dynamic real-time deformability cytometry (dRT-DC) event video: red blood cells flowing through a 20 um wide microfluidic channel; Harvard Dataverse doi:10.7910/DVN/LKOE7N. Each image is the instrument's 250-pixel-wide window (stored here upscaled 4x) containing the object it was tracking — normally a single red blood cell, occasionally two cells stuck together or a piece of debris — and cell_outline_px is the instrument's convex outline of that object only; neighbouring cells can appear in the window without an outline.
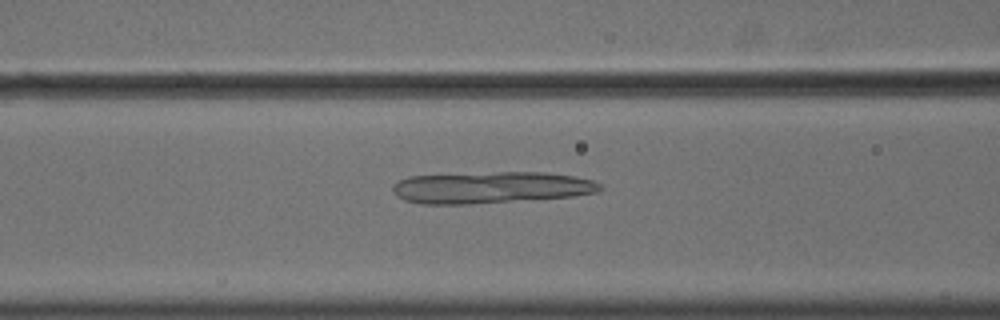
{"species": "common noctule bat (a hibernating species)", "species_latin": "Nyctalus noctula", "temperature_condition": "cold", "stored_images_in_passage": 57, "camera_frame_rate_fps": 3000, "um_per_image_px": 0.085, "animal": {"sex": "male", "body_mass_g": 18.8}, "frame": {"image": 1, "passage_image": 24, "time_ms": 7.667, "image_size_px": [1000, 320], "cell_outline_px": [[604, 188], [600, 192], [576, 196], [468, 204], [420, 204], [404, 200], [396, 196], [392, 188], [392, 184], [408, 176], [496, 172], [544, 172], [572, 176], [592, 180], [600, 184]], "centroid_in_image_um": [41.73, 15.94], "position_along_channel_um": 124.9, "area_um2": 38.38}}
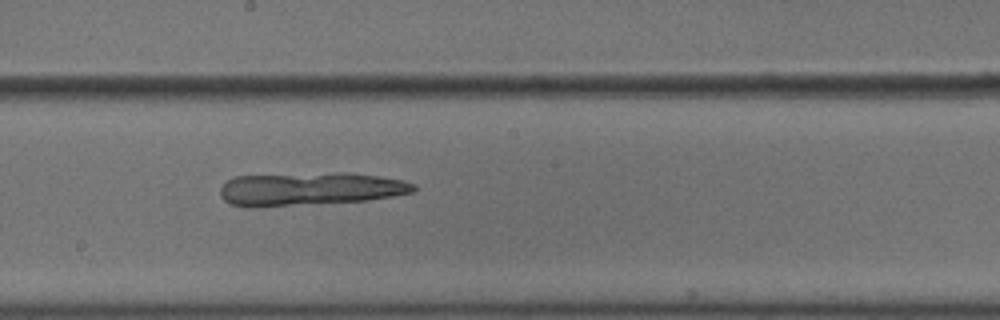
{"frame": {"image": 2, "passage_image": 32, "time_ms": 10.333, "image_size_px": [1000, 320], "cell_outline_px": [[416, 192], [368, 200], [256, 208], [244, 208], [228, 204], [220, 196], [220, 188], [232, 176], [336, 172], [344, 172], [380, 176], [404, 180], [416, 184]], "centroid_in_image_um": [26.31, 16.07], "position_along_channel_um": 221.9, "area_um2": 38.09}}
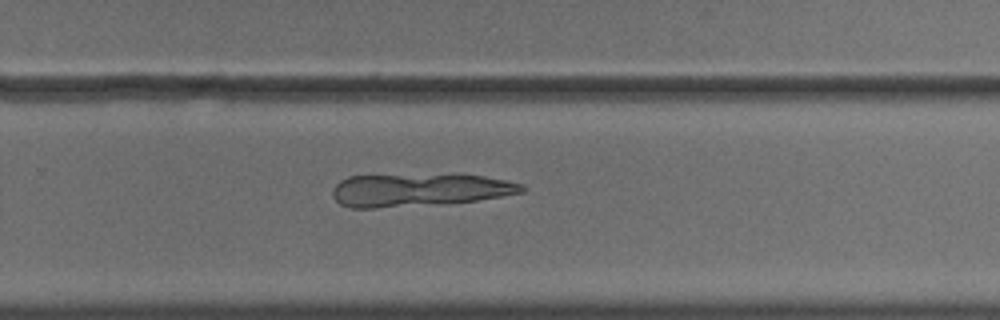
{"frame": {"image": 3, "passage_image": 38, "time_ms": 12.333, "image_size_px": [1000, 320], "cell_outline_px": [[524, 192], [476, 200], [376, 208], [352, 208], [340, 204], [332, 196], [332, 188], [340, 180], [348, 176], [484, 176], [504, 180], [520, 184], [524, 188]], "centroid_in_image_um": [35.53, 16.16], "position_along_channel_um": 294.3, "area_um2": 34.85}}